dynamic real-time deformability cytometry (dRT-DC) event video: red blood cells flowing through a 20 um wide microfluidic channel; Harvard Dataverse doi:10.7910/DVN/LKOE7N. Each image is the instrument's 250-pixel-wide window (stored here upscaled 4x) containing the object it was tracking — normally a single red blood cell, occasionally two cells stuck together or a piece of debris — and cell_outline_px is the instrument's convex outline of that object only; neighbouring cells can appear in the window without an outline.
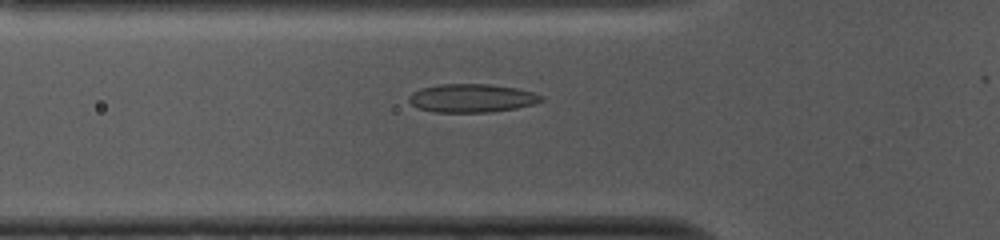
{"species": "common noctule bat (a hibernating species)", "species_latin": "Nyctalus noctula", "temperature_condition": "cold", "stored_images_in_passage": 52, "camera_frame_rate_fps": 3000, "um_per_image_px": 0.085, "animal": {"sex": "female", "body_mass_g": 10.0, "forearm_length_mm": 53.1}, "frame": {"image": 1, "passage_image": 16, "time_ms": 5.0, "image_size_px": [1000, 240], "cell_outline_px": [[544, 100], [532, 104], [516, 108], [492, 112], [432, 112], [420, 108], [412, 104], [408, 100], [408, 96], [412, 92], [420, 88], [440, 84], [488, 84], [516, 88], [532, 92], [544, 96]], "centroid_in_image_um": [40.09, 8.34], "position_along_channel_um": 85.7, "area_um2": 21.91}}
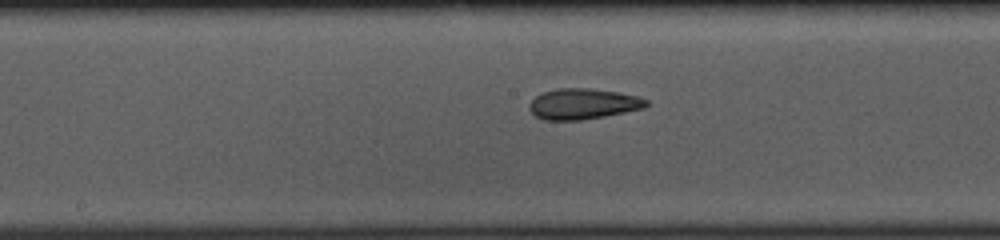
{"frame": {"image": 2, "passage_image": 25, "time_ms": 8.0, "image_size_px": [1000, 240], "cell_outline_px": [[648, 104], [644, 108], [604, 116], [580, 120], [544, 120], [536, 116], [528, 108], [528, 104], [540, 92], [556, 88], [588, 88], [616, 92], [636, 96], [648, 100]], "centroid_in_image_um": [49.51, 8.82], "position_along_channel_um": 198.7, "area_um2": 20.87}}
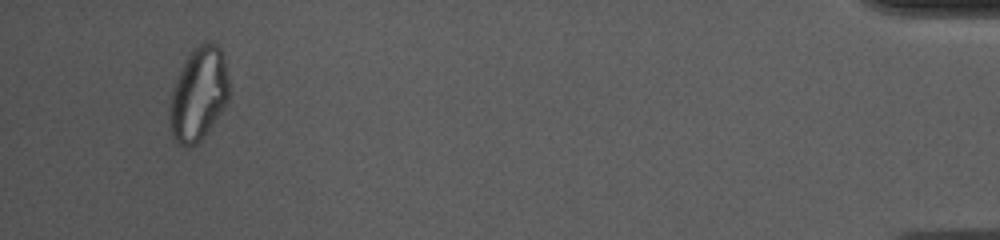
{"frame": {"image": 3, "passage_image": 49, "time_ms": 16.0, "image_size_px": [1000, 240], "cell_outline_px": [[228, 100], [204, 136], [196, 144], [188, 148], [184, 148], [172, 136], [168, 124], [168, 108], [172, 88], [188, 52], [192, 48], [204, 40], [208, 40], [216, 44], [220, 48], [224, 60], [228, 80]], "centroid_in_image_um": [16.82, 7.98], "position_along_channel_um": 418.4, "area_um2": 32.66}, "authors_computed_cell_mechanics": {"area_um2": 21.9062, "velocity_mm_per_s": 3.7372, "shape_relaxation_time_tau1_ms": null, "shape_relaxation_time_tau2_ms": 2.5332, "deformation_change_tau1": null, "deformation_change_tau2": 0.0862}}